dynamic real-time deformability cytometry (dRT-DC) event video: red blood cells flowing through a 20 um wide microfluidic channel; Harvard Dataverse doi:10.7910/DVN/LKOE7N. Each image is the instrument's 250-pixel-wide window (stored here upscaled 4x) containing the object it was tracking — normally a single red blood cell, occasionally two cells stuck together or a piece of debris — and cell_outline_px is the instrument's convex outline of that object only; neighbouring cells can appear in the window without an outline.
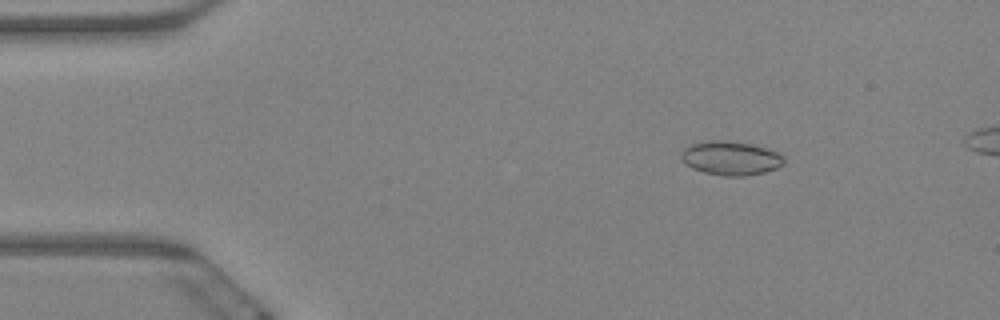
{"species": "Egyptian fruit bat (a non-hibernating species)", "species_latin": "Rousettus aegyptiacus", "temperature_condition": "warm", "stored_images_in_passage": 58, "camera_frame_rate_fps": 3000, "um_per_image_px": 0.085, "animal": {"sex": "female"}, "frame": {"image": 1, "passage_image": 6, "time_ms": 1.667, "image_size_px": [1000, 320], "cell_outline_px": [[784, 164], [776, 168], [764, 172], [744, 176], [724, 176], [704, 172], [692, 168], [680, 160], [680, 152], [684, 148], [692, 144], [708, 140], [728, 140], [752, 144], [768, 148], [784, 156]], "centroid_in_image_um": [62.09, 13.43], "position_along_channel_um": 22.9, "area_um2": 20.52}}
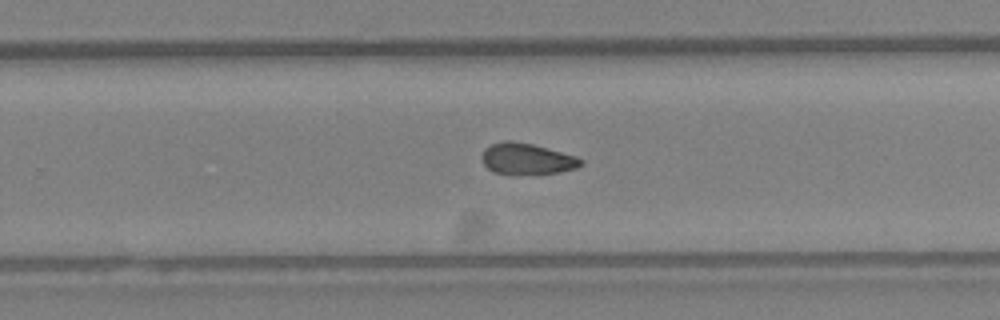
{"frame": {"image": 2, "passage_image": 37, "time_ms": 12.0, "image_size_px": [1000, 320], "cell_outline_px": [[584, 164], [576, 168], [556, 172], [512, 176], [496, 172], [488, 168], [484, 164], [480, 156], [484, 148], [492, 144], [504, 140], [512, 140], [532, 144], [576, 156], [584, 160]], "centroid_in_image_um": [44.76, 13.51], "position_along_channel_um": 285.0, "area_um2": 18.26}}
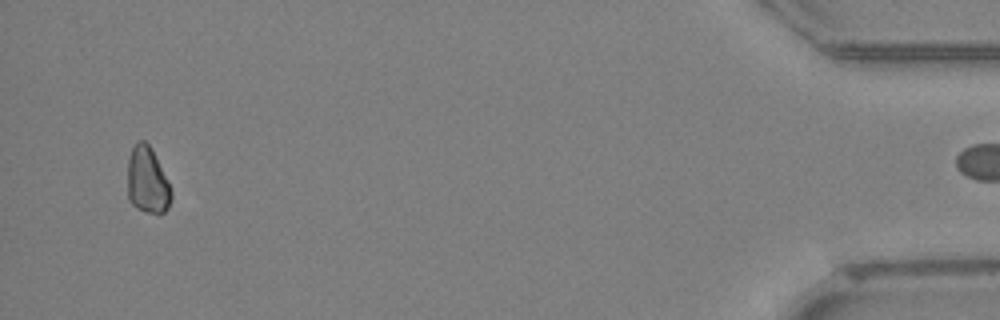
{"frame": {"image": 3, "passage_image": 57, "time_ms": 18.667, "image_size_px": [1000, 320], "cell_outline_px": [[172, 196], [168, 208], [160, 216], [136, 208], [128, 200], [128, 160], [132, 148], [136, 140], [144, 140], [152, 148], [168, 180], [172, 192]], "centroid_in_image_um": [12.53, 15.35], "position_along_channel_um": 422.7, "area_um2": 17.28}}